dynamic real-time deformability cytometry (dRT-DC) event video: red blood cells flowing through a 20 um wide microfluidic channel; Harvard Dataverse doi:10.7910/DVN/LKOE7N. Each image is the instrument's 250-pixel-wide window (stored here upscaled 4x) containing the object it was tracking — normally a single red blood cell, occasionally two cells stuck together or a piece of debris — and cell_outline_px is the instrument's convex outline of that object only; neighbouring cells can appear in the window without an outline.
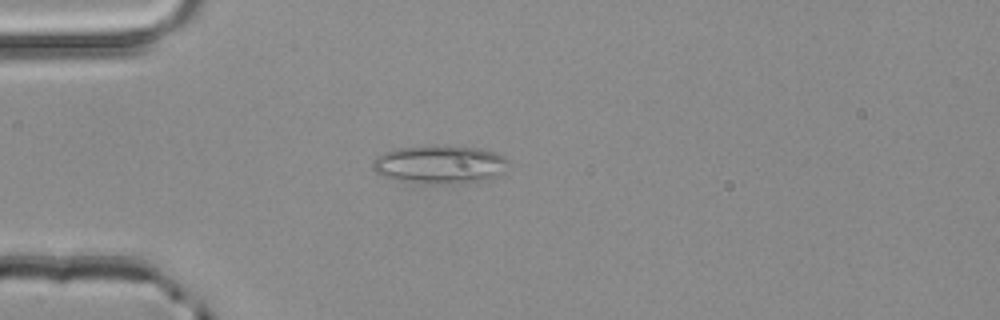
{"species": "common noctule bat (a hibernating species)", "species_latin": "Nyctalus noctula", "temperature_condition": "room temperature", "stored_images_in_passage": 2, "camera_frame_rate_fps": 3000, "um_per_image_px": 0.085, "animal": {"sex": "male", "body_mass_g": 20.4}, "frame": {"image": 1, "passage_image": 2, "time_ms": 0.333, "image_size_px": [1000, 320], "cell_outline_px": [[508, 160], [504, 172], [500, 176], [488, 180], [396, 180], [384, 176], [376, 172], [372, 168], [372, 160], [376, 156], [384, 152], [400, 148], [480, 148], [496, 152], [504, 156]], "centroid_in_image_um": [37.41, 13.95], "position_along_channel_um": 47.6, "area_um2": 28.15}}